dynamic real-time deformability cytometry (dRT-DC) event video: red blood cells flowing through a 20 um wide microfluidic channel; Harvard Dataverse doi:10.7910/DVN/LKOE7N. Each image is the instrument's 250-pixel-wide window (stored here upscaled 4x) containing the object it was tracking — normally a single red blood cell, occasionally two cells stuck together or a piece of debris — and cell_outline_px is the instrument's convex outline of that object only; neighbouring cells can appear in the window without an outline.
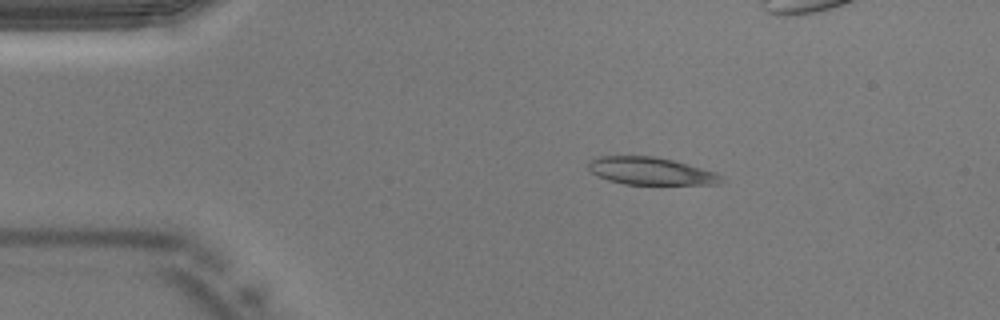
{"species": "Egyptian fruit bat (a non-hibernating species)", "species_latin": "Rousettus aegyptiacus", "temperature_condition": "warm", "stored_images_in_passage": 41, "camera_frame_rate_fps": 3000, "um_per_image_px": 0.085, "animal": {"sex": "male"}, "frame": {"image": 1, "passage_image": 7, "time_ms": 2.0, "image_size_px": [1000, 320], "cell_outline_px": [[724, 180], [720, 184], [624, 184], [608, 180], [592, 172], [588, 168], [588, 164], [592, 160], [600, 156], [652, 156], [672, 160], [716, 172], [724, 176]], "centroid_in_image_um": [55.36, 14.54], "position_along_channel_um": 29.6, "area_um2": 21.1}}